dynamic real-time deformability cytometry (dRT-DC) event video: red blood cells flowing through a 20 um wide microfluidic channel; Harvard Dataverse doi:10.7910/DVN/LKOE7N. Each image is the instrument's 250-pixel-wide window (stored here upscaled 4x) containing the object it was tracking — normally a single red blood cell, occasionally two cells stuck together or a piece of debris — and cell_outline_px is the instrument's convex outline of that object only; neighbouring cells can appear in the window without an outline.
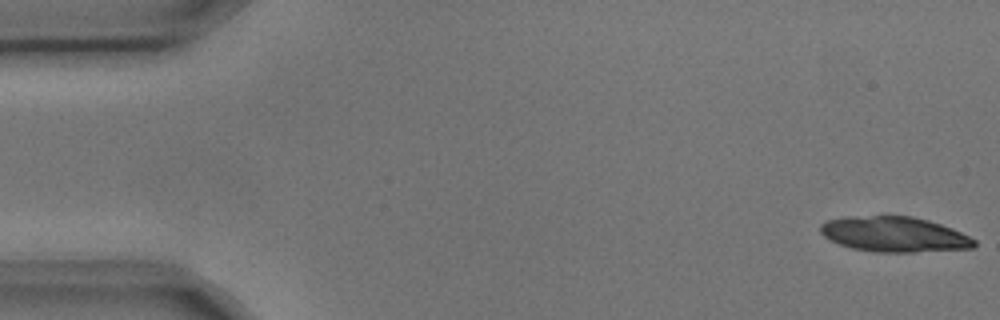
{"species": "common noctule bat (a hibernating species)", "species_latin": "Nyctalus noctula", "temperature_condition": "cold", "stored_images_in_passage": 5, "camera_frame_rate_fps": 3000, "um_per_image_px": 0.085, "animal": {"sex": "male", "body_mass_g": 17.9, "forearm_length_mm": 54.2}, "frame": {"image": 1, "passage_image": 1, "time_ms": 0.0, "image_size_px": [1000, 320], "cell_outline_px": [[976, 244], [972, 248], [916, 252], [872, 252], [852, 248], [840, 244], [824, 236], [820, 232], [820, 224], [828, 220], [844, 216], [912, 216], [928, 220], [952, 228], [976, 240]], "centroid_in_image_um": [76.0, 19.91], "position_along_channel_um": 9.0, "area_um2": 31.56}}
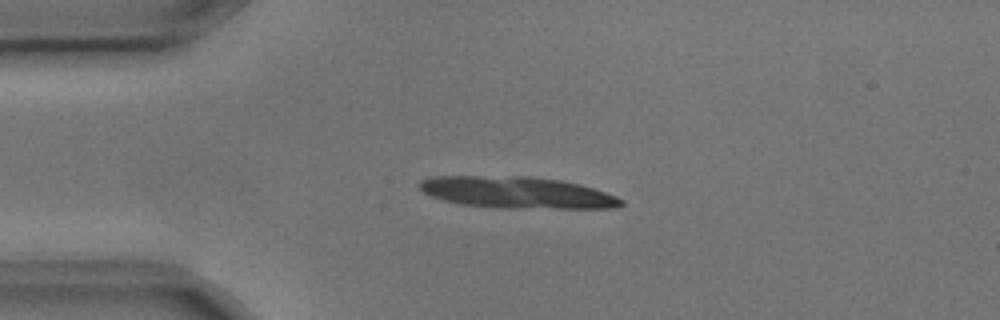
{"frame": {"image": 2, "passage_image": 4, "time_ms": 1.0, "image_size_px": [1000, 320], "cell_outline_px": [[624, 204], [616, 208], [496, 208], [460, 204], [444, 200], [432, 196], [424, 192], [420, 188], [420, 180], [428, 176], [528, 176], [560, 180], [580, 184], [616, 196], [624, 200]], "centroid_in_image_um": [43.94, 16.36], "position_along_channel_um": 41.1, "area_um2": 37.28}}